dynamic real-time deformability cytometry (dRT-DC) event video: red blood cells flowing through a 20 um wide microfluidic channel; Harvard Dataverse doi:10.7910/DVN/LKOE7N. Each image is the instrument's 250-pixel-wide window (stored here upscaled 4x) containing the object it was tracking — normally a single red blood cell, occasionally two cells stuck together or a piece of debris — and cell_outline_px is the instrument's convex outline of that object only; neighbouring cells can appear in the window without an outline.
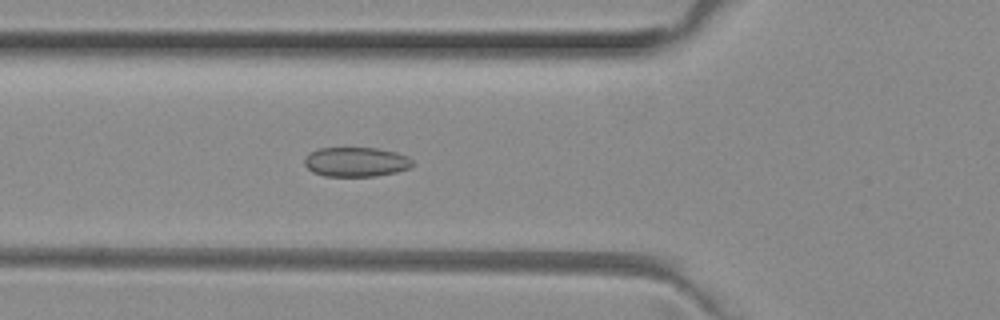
{"species": "common noctule bat (a hibernating species)", "species_latin": "Nyctalus noctula", "temperature_condition": "room temperature", "stored_images_in_passage": 9, "camera_frame_rate_fps": 3000, "um_per_image_px": 0.085, "animal": {"sex": "female", "body_mass_g": 29.2, "forearm_length_mm": 56.3}, "frame": {"image": 1, "passage_image": 6, "time_ms": 1.667, "image_size_px": [1000, 320], "cell_outline_px": [[412, 168], [396, 172], [376, 176], [324, 176], [312, 172], [304, 164], [304, 160], [308, 152], [320, 148], [376, 148], [396, 152], [408, 156], [412, 160]], "centroid_in_image_um": [30.26, 13.76], "position_along_channel_um": 95.5, "area_um2": 18.73}}
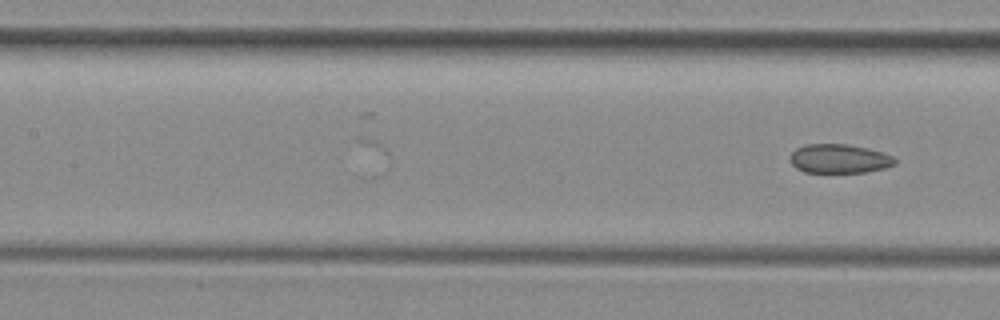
{"frame": {"image": 2, "passage_image": 9, "time_ms": 2.667, "image_size_px": [1000, 320], "cell_outline_px": [[896, 164], [884, 168], [868, 172], [804, 172], [796, 168], [788, 160], [788, 156], [796, 148], [808, 144], [848, 144], [868, 148], [884, 152], [892, 156], [896, 160]], "centroid_in_image_um": [71.32, 13.48], "position_along_channel_um": 136.1, "area_um2": 17.92}}